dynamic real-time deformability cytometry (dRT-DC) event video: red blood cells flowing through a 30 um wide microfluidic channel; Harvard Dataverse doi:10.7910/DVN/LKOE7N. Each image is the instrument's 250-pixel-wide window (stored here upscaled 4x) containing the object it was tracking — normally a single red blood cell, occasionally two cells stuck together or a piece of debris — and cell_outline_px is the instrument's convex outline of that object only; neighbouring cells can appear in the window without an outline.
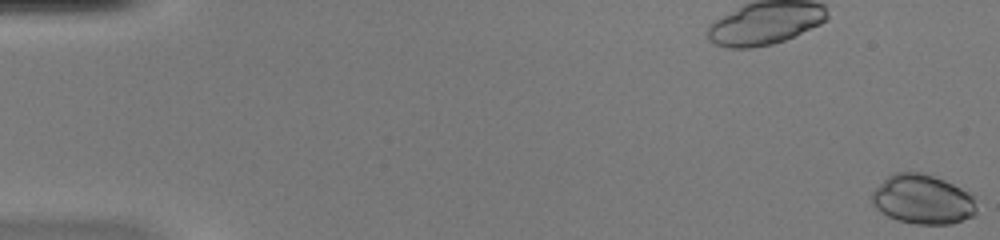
{"species": "common noctule bat (a hibernating species)", "species_latin": "Nyctalus noctula", "temperature_condition": "warm", "stored_images_in_passage": 52, "camera_frame_rate_fps": 3000, "um_per_image_px": 0.085, "animal": {"sex": "female", "body_mass_g": 20.0, "forearm_length_mm": 54.0}, "frame": {"image": 1, "passage_image": 1, "time_ms": 0.0, "image_size_px": [1000, 240], "cell_outline_px": [[976, 212], [972, 216], [952, 224], [916, 224], [896, 220], [880, 212], [872, 204], [872, 192], [892, 172], [920, 172], [944, 180], [968, 192], [972, 196], [976, 208]], "centroid_in_image_um": [78.4, 16.96], "position_along_channel_um": 6.6, "area_um2": 30.0}}